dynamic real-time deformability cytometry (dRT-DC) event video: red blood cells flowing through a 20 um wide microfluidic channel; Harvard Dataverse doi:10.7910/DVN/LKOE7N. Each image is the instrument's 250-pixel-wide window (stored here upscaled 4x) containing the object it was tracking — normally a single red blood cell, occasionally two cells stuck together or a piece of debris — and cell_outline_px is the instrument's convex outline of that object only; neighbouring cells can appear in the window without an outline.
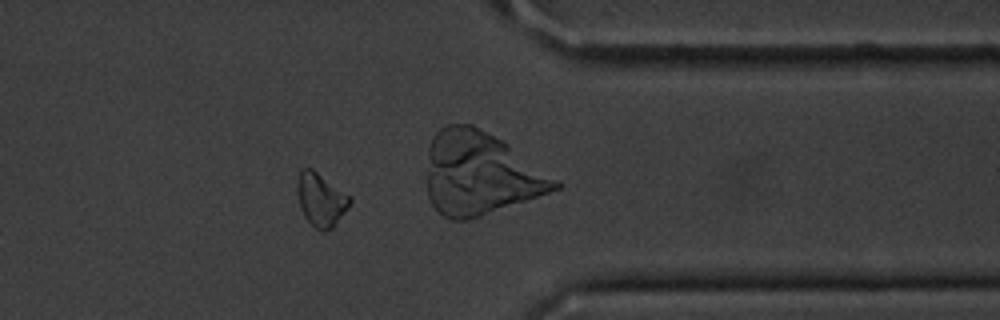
{"species": "common noctule bat (a hibernating species)", "species_latin": "Nyctalus noctula", "temperature_condition": "cold", "stored_images_in_passage": 53, "camera_frame_rate_fps": 3000, "um_per_image_px": 0.085, "animal": {"sex": "male", "body_mass_g": 20.1, "forearm_length_mm": 53.5}, "frame": {"image": 1, "passage_image": 41, "time_ms": 13.333, "image_size_px": [1000, 320], "cell_outline_px": [[352, 200], [344, 212], [332, 228], [324, 232], [320, 232], [304, 216], [300, 208], [296, 192], [296, 180], [300, 168], [312, 168], [352, 196]], "centroid_in_image_um": [27.25, 16.93], "position_along_channel_um": 384.2, "area_um2": 16.59}}
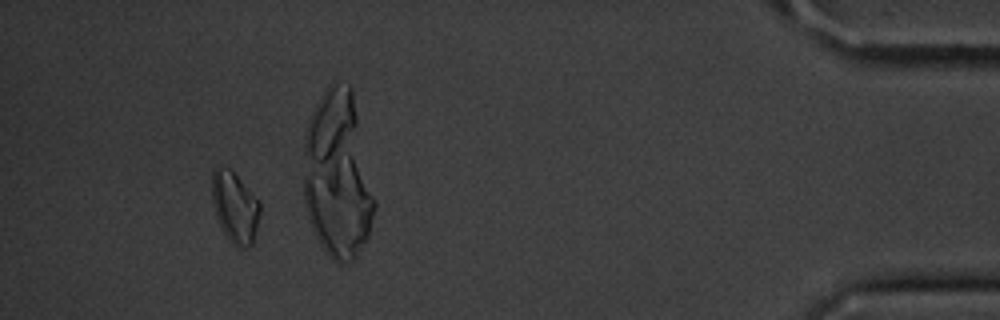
{"frame": {"image": 2, "passage_image": 48, "time_ms": 15.667, "image_size_px": [1000, 320], "cell_outline_px": [[260, 212], [252, 244], [244, 248], [240, 248], [232, 244], [228, 240], [216, 216], [212, 200], [212, 172], [216, 164], [228, 168], [260, 200]], "centroid_in_image_um": [19.95, 17.6], "position_along_channel_um": 415.2, "area_um2": 19.77}, "authors_computed_cell_mechanics": {"area_um2": 17.051, "velocity_mm_per_s": 3.623, "shape_relaxation_time_tau1_ms": 1.5285, "shape_relaxation_time_tau2_ms": null, "deformation_change_tau1": 0.099, "deformation_change_tau2": null}}